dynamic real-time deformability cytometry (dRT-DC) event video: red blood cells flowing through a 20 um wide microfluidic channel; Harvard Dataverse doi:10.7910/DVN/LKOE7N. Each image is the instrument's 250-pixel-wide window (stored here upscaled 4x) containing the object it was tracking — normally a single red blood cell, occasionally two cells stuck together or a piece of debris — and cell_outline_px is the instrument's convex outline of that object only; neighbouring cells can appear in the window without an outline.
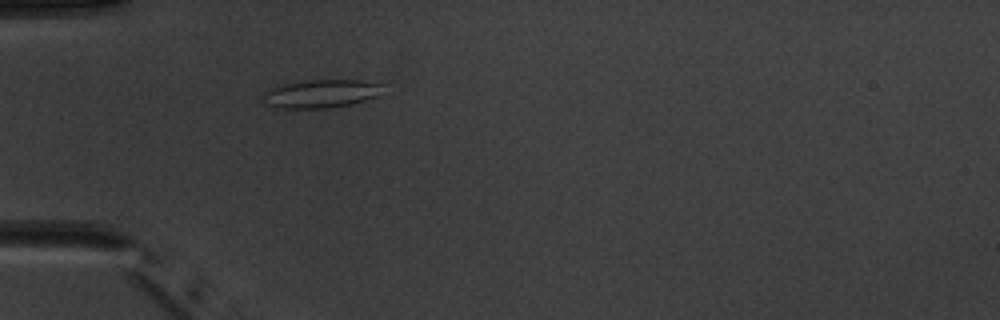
{"species": "common noctule bat (a hibernating species)", "species_latin": "Nyctalus noctula", "temperature_condition": "warm", "stored_images_in_passage": 5, "camera_frame_rate_fps": 3000, "um_per_image_px": 0.085, "animal": {"sex": "male", "body_mass_g": 20.1, "forearm_length_mm": 53.5}, "frame": {"image": 1, "passage_image": 5, "time_ms": 4.667, "image_size_px": [1000, 320], "cell_outline_px": [[380, 84], [376, 96], [352, 104], [328, 108], [276, 108], [260, 100], [260, 96], [268, 88], [276, 84], [304, 80], [360, 80]], "centroid_in_image_um": [27.1, 7.96], "position_along_channel_um": 57.9, "area_um2": 19.83}}